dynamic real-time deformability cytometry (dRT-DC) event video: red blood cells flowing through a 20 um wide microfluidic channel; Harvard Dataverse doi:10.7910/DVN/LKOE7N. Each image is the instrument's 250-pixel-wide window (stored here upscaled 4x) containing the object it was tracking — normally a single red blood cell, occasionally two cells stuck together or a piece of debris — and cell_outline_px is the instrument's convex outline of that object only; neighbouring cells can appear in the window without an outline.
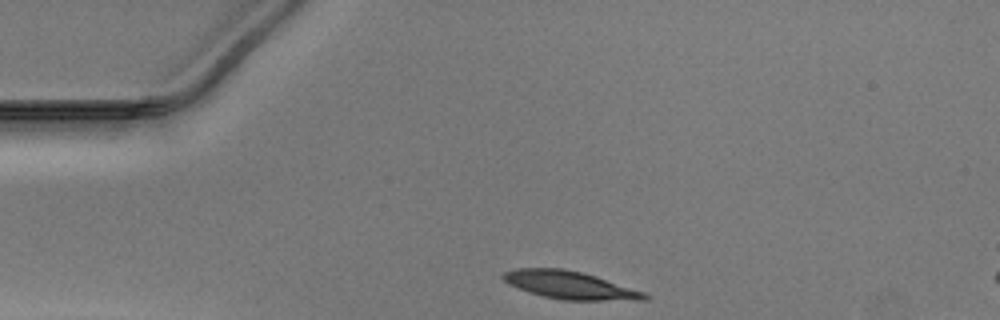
{"species": "Egyptian fruit bat (a non-hibernating species)", "species_latin": "Rousettus aegyptiacus", "temperature_condition": "warm", "stored_images_in_passage": 30, "camera_frame_rate_fps": 3000, "um_per_image_px": 0.085, "animal": {"sex": "male"}, "frame": {"image": 1, "passage_image": 1, "time_ms": 0.0, "image_size_px": [1000, 320], "cell_outline_px": [[648, 300], [560, 300], [528, 292], [508, 284], [500, 276], [504, 272], [516, 268], [564, 268], [584, 272], [644, 292], [648, 296]], "centroid_in_image_um": [48.4, 24.22], "position_along_channel_um": 36.6, "area_um2": 22.95}}
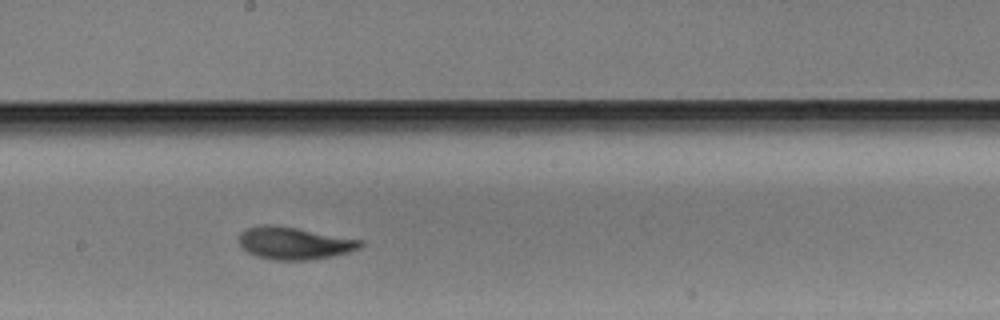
{"frame": {"image": 2, "passage_image": 18, "time_ms": 5.667, "image_size_px": [1000, 320], "cell_outline_px": [[364, 244], [360, 248], [348, 252], [332, 256], [308, 260], [272, 260], [256, 256], [248, 252], [240, 244], [240, 232], [248, 228], [264, 224], [268, 224], [296, 228], [364, 240]], "centroid_in_image_um": [25.03, 20.67], "position_along_channel_um": 223.2, "area_um2": 22.77}}
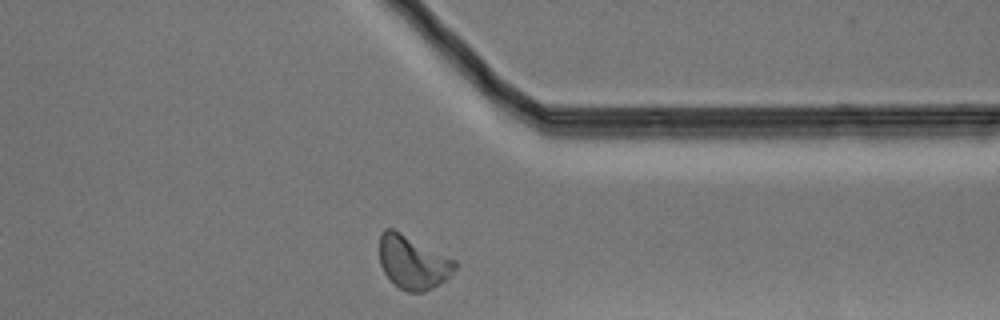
{"frame": {"image": 3, "passage_image": 30, "time_ms": 9.667, "image_size_px": [1000, 320], "cell_outline_px": [[456, 268], [444, 280], [432, 288], [424, 292], [408, 292], [400, 288], [384, 272], [380, 264], [380, 236], [384, 228], [392, 228], [456, 260]], "centroid_in_image_um": [35.09, 22.29], "position_along_channel_um": 376.3, "area_um2": 23.06}}